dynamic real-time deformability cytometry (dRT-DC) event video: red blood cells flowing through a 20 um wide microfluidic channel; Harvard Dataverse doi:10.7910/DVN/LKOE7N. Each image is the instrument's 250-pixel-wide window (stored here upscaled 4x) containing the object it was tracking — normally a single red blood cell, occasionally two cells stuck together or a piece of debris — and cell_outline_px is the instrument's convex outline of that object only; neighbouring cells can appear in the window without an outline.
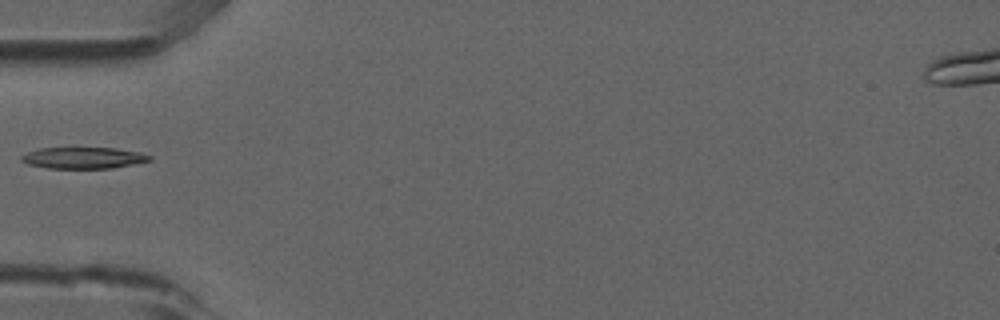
{"species": "common noctule bat (a hibernating species)", "species_latin": "Nyctalus noctula", "temperature_condition": "room temperature", "stored_images_in_passage": 2, "camera_frame_rate_fps": 3000, "um_per_image_px": 0.085, "animal": {"sex": "male", "forearm_length_mm": 52.5}, "frame": {"image": 1, "passage_image": 2, "time_ms": 0.333, "image_size_px": [1000, 320], "cell_outline_px": [[152, 160], [112, 168], [48, 168], [28, 164], [20, 160], [20, 156], [28, 152], [40, 148], [116, 148], [140, 152], [152, 156]], "centroid_in_image_um": [7.09, 13.41], "position_along_channel_um": 77.9, "area_um2": 15.9}}